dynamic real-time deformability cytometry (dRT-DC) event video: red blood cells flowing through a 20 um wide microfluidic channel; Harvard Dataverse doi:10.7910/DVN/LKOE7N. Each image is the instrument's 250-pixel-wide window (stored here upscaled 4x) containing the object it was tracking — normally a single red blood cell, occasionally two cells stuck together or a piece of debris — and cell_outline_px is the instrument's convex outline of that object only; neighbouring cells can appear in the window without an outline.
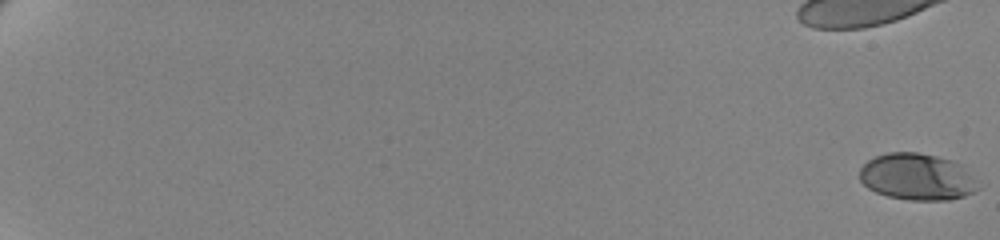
{"species": "human", "species_latin": "Homo sapiens", "temperature_condition": "cold", "stored_images_in_passage": 63, "camera_frame_rate_fps": 3000, "um_per_image_px": 0.085, "donor": {"sex": "female"}, "frame": {"image": 1, "passage_image": 1, "time_ms": 0.0, "image_size_px": [1000, 240], "cell_outline_px": [[980, 188], [964, 196], [948, 200], [908, 200], [888, 196], [876, 192], [868, 188], [860, 180], [860, 168], [868, 160], [876, 156], [888, 152], [916, 152], [936, 156], [952, 160], [960, 164]], "centroid_in_image_um": [77.91, 15.03], "position_along_channel_um": 7.1, "area_um2": 31.91}}
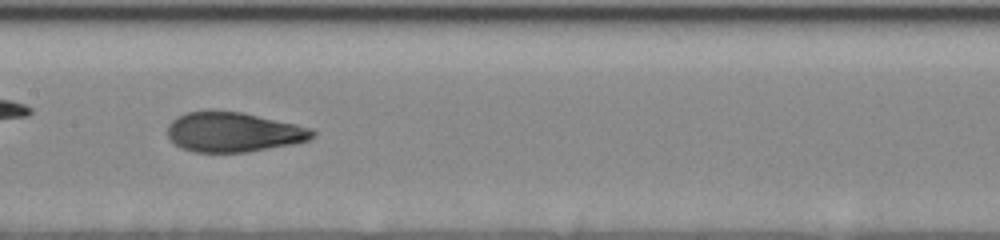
{"frame": {"image": 2, "passage_image": 37, "time_ms": 12.0, "image_size_px": [1000, 240], "cell_outline_px": [[316, 132], [308, 140], [292, 144], [248, 152], [192, 152], [180, 148], [168, 136], [168, 124], [176, 116], [188, 112], [212, 108], [240, 112], [296, 124], [312, 128]], "centroid_in_image_um": [19.79, 11.2], "position_along_channel_um": 187.6, "area_um2": 33.93}}
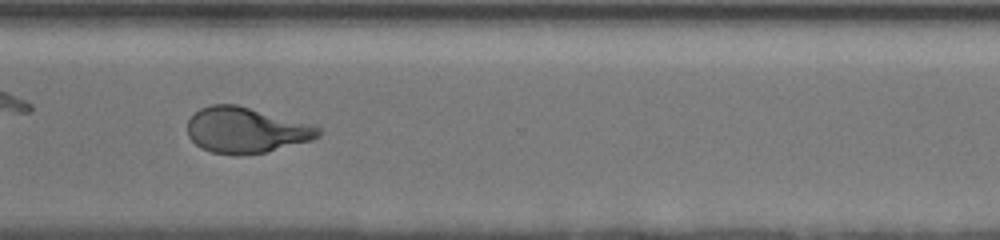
{"frame": {"image": 3, "passage_image": 51, "time_ms": 16.667, "image_size_px": [1000, 240], "cell_outline_px": [[320, 136], [312, 140], [268, 152], [236, 156], [232, 156], [212, 152], [200, 148], [188, 136], [188, 120], [200, 108], [212, 104], [236, 104], [316, 124], [320, 128]], "centroid_in_image_um": [20.95, 11.07], "position_along_channel_um": 349.7, "area_um2": 35.43}, "authors_computed_cell_mechanics": {"area_um2": 33.813, "velocity_mm_per_s": 3.4866, "shape_relaxation_time_tau1_ms": 5.0411, "shape_relaxation_time_tau2_ms": 1.0068, "deformation_change_tau1": 0.1681, "deformation_change_tau2": 0.0721}}